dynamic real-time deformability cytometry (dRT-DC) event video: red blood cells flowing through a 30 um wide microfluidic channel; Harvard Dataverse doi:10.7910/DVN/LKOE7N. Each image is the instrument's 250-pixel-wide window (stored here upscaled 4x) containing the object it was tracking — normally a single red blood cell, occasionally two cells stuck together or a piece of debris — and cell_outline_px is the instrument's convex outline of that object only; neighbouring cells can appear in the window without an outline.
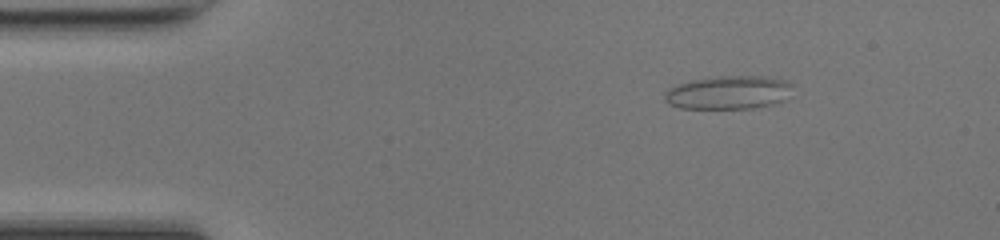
{"species": "common noctule bat (a hibernating species)", "species_latin": "Nyctalus noctula", "temperature_condition": "room temperature", "stored_images_in_passage": 43, "camera_frame_rate_fps": 3000, "um_per_image_px": 0.085, "animal": {"sex": "female", "body_mass_g": 17.0, "forearm_length_mm": 48.0}, "frame": {"image": 1, "passage_image": 2, "time_ms": 0.333, "image_size_px": [1000, 240], "cell_outline_px": [[792, 84], [784, 100], [772, 104], [752, 108], [680, 108], [668, 104], [664, 100], [664, 92], [668, 88], [676, 84], [692, 80], [720, 76], [760, 76], [784, 80]], "centroid_in_image_um": [61.84, 7.86], "position_along_channel_um": 23.2, "area_um2": 24.74}}
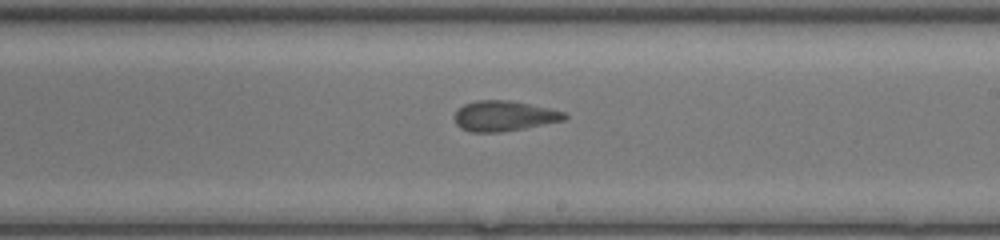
{"frame": {"image": 2, "passage_image": 23, "time_ms": 7.333, "image_size_px": [1000, 240], "cell_outline_px": [[568, 116], [564, 120], [524, 128], [500, 132], [472, 132], [460, 128], [456, 124], [456, 112], [464, 104], [476, 100], [508, 100], [548, 108], [564, 112]], "centroid_in_image_um": [42.83, 9.86], "position_along_channel_um": 246.2, "area_um2": 19.13}}
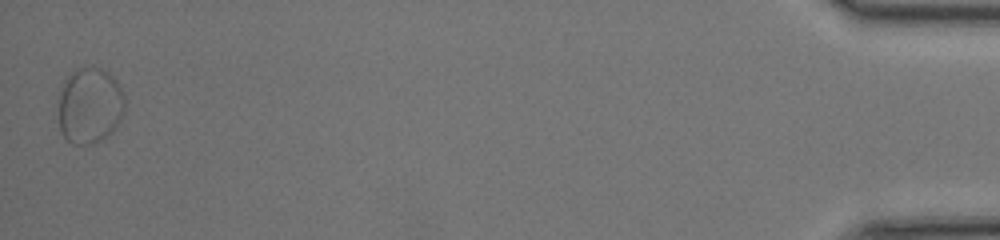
{"frame": {"image": 3, "passage_image": 43, "time_ms": 14.0, "image_size_px": [1000, 240], "cell_outline_px": [[124, 112], [120, 120], [112, 132], [100, 140], [88, 144], [72, 144], [64, 136], [60, 128], [60, 92], [64, 80], [72, 72], [80, 68], [92, 64], [108, 72], [116, 80], [124, 96]], "centroid_in_image_um": [7.65, 8.94], "position_along_channel_um": 427.6, "area_um2": 29.3}, "authors_computed_cell_mechanics": {"area_um2": 19.652, "velocity_mm_per_s": 4.2425, "shape_relaxation_time_tau1_ms": null, "shape_relaxation_time_tau2_ms": 1.5454, "deformation_change_tau1": null, "deformation_change_tau2": 0.0721}}